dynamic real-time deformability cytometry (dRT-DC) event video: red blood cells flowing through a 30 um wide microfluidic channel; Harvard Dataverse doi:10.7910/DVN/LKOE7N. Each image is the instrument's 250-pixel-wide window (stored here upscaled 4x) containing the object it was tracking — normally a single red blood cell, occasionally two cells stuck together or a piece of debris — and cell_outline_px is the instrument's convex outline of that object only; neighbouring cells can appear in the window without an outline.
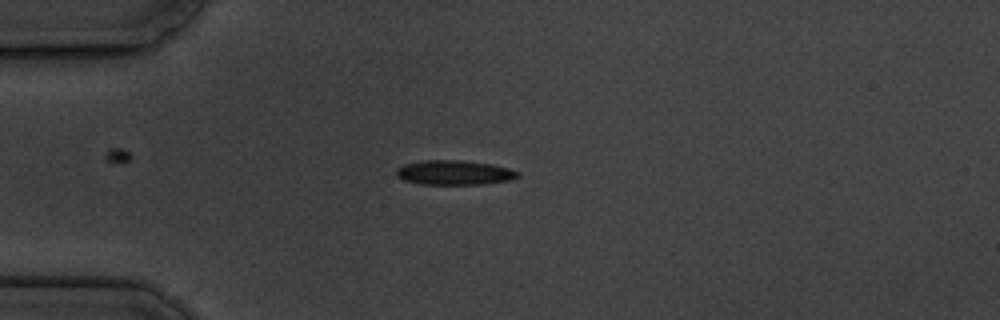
{"species": "common noctule bat (a hibernating species)", "species_latin": "Nyctalus noctula", "temperature_condition": "cold", "stored_images_in_passage": 10, "camera_frame_rate_fps": 3000, "um_per_image_px": 0.085, "animal": {"sex": "male", "body_mass_g": 19.5, "forearm_length_mm": 54.6}, "frame": {"image": 1, "passage_image": 4, "time_ms": 4.0, "image_size_px": [1000, 320], "cell_outline_px": [[520, 176], [508, 180], [484, 184], [420, 184], [404, 180], [396, 176], [396, 168], [404, 164], [420, 160], [456, 160], [492, 164], [508, 168], [520, 172]], "centroid_in_image_um": [38.58, 14.67], "position_along_channel_um": 46.4, "area_um2": 17.4}}
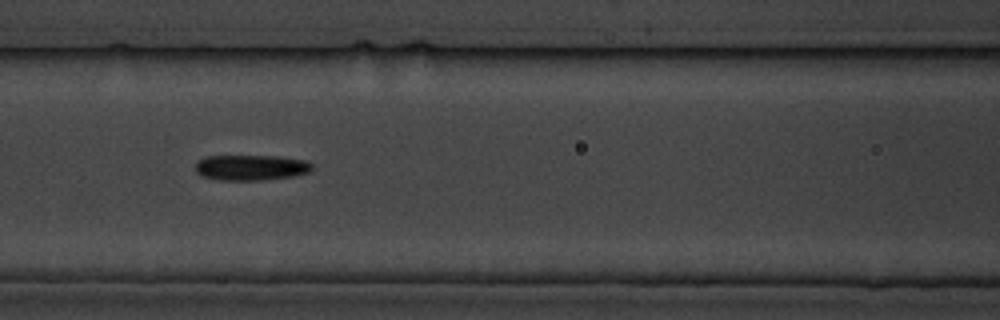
{"frame": {"image": 2, "passage_image": 7, "time_ms": 7.333, "image_size_px": [1000, 320], "cell_outline_px": [[312, 168], [308, 172], [292, 176], [264, 180], [220, 180], [200, 176], [196, 172], [196, 160], [204, 156], [276, 156], [304, 160], [312, 164]], "centroid_in_image_um": [21.27, 14.24], "position_along_channel_um": 145.3, "area_um2": 17.4}}
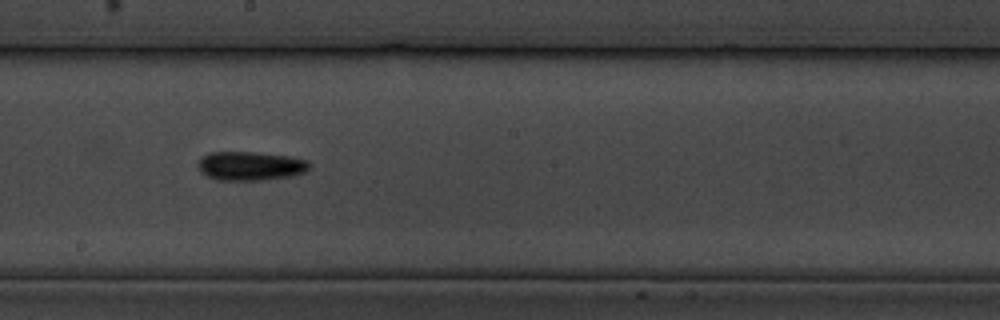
{"frame": {"image": 3, "passage_image": 9, "time_ms": 9.667, "image_size_px": [1000, 320], "cell_outline_px": [[312, 168], [304, 172], [288, 176], [264, 180], [216, 180], [200, 172], [196, 164], [200, 156], [212, 152], [252, 152], [288, 156], [308, 160], [312, 164]], "centroid_in_image_um": [21.26, 14.1], "position_along_channel_um": 226.9, "area_um2": 18.96}}